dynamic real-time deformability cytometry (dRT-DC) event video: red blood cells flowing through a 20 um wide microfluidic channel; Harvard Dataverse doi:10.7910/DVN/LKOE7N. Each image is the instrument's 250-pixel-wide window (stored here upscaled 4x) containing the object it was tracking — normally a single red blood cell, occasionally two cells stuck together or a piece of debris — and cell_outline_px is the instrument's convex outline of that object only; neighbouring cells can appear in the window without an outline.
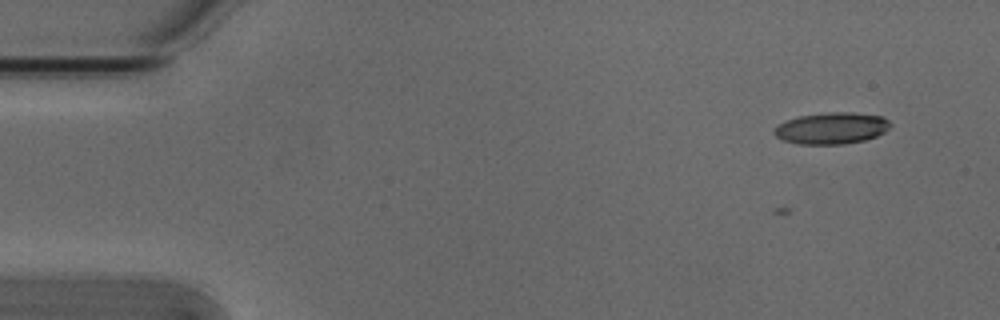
{"species": "Egyptian fruit bat (a non-hibernating species)", "species_latin": "Rousettus aegyptiacus", "temperature_condition": "cold", "stored_images_in_passage": 6, "camera_frame_rate_fps": 3000, "um_per_image_px": 0.085, "animal": {"sex": "male"}, "frame": {"image": 1, "passage_image": 2, "time_ms": 0.333, "image_size_px": [1000, 320], "cell_outline_px": [[892, 124], [884, 132], [876, 136], [864, 140], [844, 144], [800, 144], [780, 140], [772, 132], [780, 124], [796, 116], [828, 112], [852, 112], [884, 116]], "centroid_in_image_um": [70.69, 10.89], "position_along_channel_um": 14.3, "area_um2": 21.44}}